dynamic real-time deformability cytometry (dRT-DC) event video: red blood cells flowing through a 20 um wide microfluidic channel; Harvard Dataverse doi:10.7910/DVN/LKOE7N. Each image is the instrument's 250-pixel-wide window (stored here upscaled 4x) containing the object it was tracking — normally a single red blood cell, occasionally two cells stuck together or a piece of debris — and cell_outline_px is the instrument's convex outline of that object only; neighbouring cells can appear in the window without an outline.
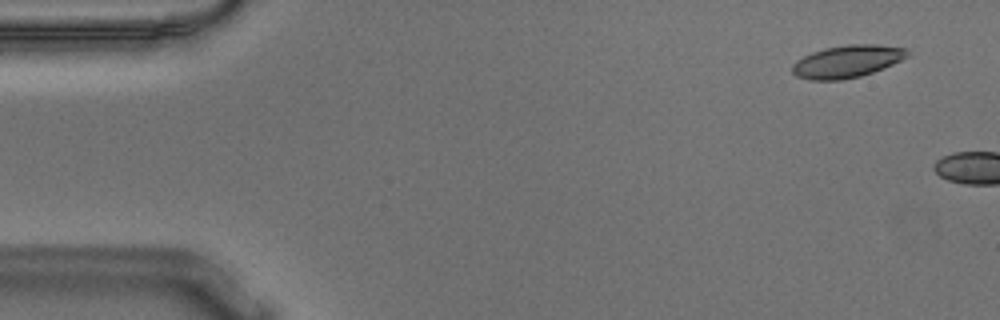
{"species": "Egyptian fruit bat (a non-hibernating species)", "species_latin": "Rousettus aegyptiacus", "temperature_condition": "warm", "stored_images_in_passage": 46, "camera_frame_rate_fps": 3000, "um_per_image_px": 0.085, "animal": {"sex": "male"}, "frame": {"image": 1, "passage_image": 4, "time_ms": 1.0, "image_size_px": [1000, 320], "cell_outline_px": [[912, 52], [908, 56], [892, 64], [872, 72], [860, 76], [840, 80], [808, 80], [796, 76], [792, 72], [792, 64], [796, 60], [812, 52], [824, 48], [848, 44], [876, 44], [908, 48]], "centroid_in_image_um": [72.0, 5.21], "position_along_channel_um": 13.0, "area_um2": 21.85}}
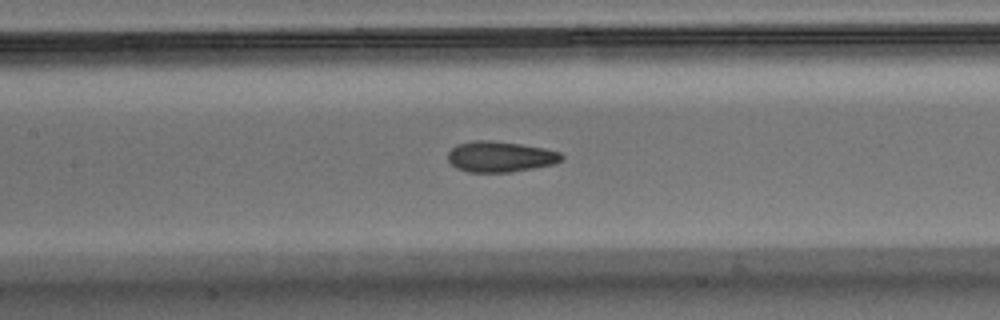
{"frame": {"image": 2, "passage_image": 16, "time_ms": 5.0, "image_size_px": [1000, 320], "cell_outline_px": [[564, 160], [552, 164], [512, 172], [468, 172], [456, 168], [448, 160], [448, 152], [456, 144], [472, 140], [492, 140], [520, 144], [544, 148], [560, 152], [564, 156]], "centroid_in_image_um": [42.51, 13.31], "position_along_channel_um": 164.9, "area_um2": 20.46}}
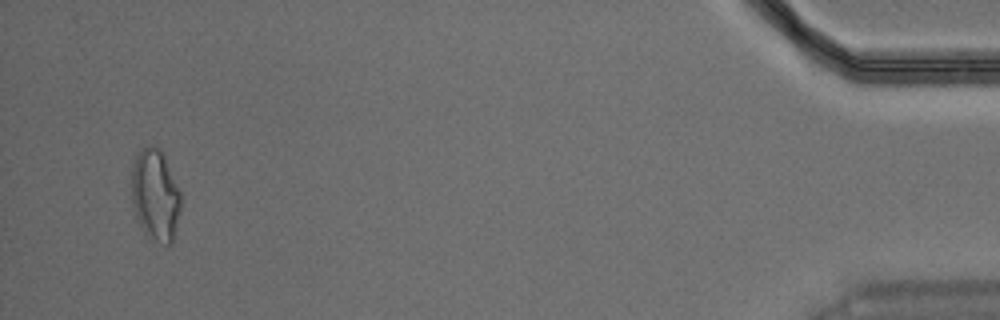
{"frame": {"image": 3, "passage_image": 44, "time_ms": 14.333, "image_size_px": [1000, 320], "cell_outline_px": [[180, 208], [176, 228], [172, 244], [168, 244], [156, 240], [144, 232], [136, 216], [132, 204], [132, 164], [136, 152], [140, 148], [148, 144], [152, 144], [160, 148], [164, 152], [180, 192]], "centroid_in_image_um": [13.19, 16.48], "position_along_channel_um": 422.0, "area_um2": 26.47}, "authors_computed_cell_mechanics": {"area_um2": 20.7213, "velocity_mm_per_s": 3.6379, "shape_relaxation_time_tau1_ms": null, "shape_relaxation_time_tau2_ms": 1.9691, "deformation_change_tau1": null, "deformation_change_tau2": 0.0759}}